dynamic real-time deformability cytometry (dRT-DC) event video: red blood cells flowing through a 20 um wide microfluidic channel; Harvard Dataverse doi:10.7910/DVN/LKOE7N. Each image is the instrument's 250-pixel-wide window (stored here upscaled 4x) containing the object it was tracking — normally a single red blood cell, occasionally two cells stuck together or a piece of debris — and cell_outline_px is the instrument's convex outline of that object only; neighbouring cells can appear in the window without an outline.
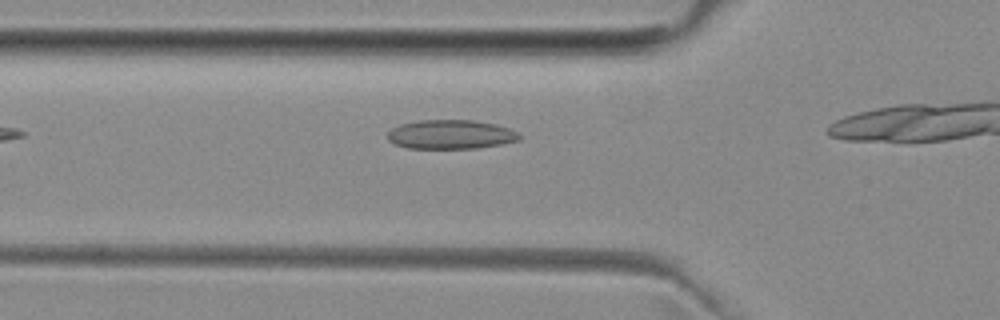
{"species": "common noctule bat (a hibernating species)", "species_latin": "Nyctalus noctula", "temperature_condition": "room temperature", "stored_images_in_passage": 3, "camera_frame_rate_fps": 3000, "um_per_image_px": 0.085, "animal": {"sex": "female", "body_mass_g": 29.2, "forearm_length_mm": 56.3}, "frame": {"image": 1, "passage_image": 2, "time_ms": 1.333, "image_size_px": [1000, 320], "cell_outline_px": [[520, 140], [500, 144], [476, 148], [408, 148], [396, 144], [388, 140], [388, 132], [392, 128], [400, 124], [420, 120], [472, 120], [496, 124], [520, 132]], "centroid_in_image_um": [38.33, 11.42], "position_along_channel_um": 87.5, "area_um2": 22.31}}